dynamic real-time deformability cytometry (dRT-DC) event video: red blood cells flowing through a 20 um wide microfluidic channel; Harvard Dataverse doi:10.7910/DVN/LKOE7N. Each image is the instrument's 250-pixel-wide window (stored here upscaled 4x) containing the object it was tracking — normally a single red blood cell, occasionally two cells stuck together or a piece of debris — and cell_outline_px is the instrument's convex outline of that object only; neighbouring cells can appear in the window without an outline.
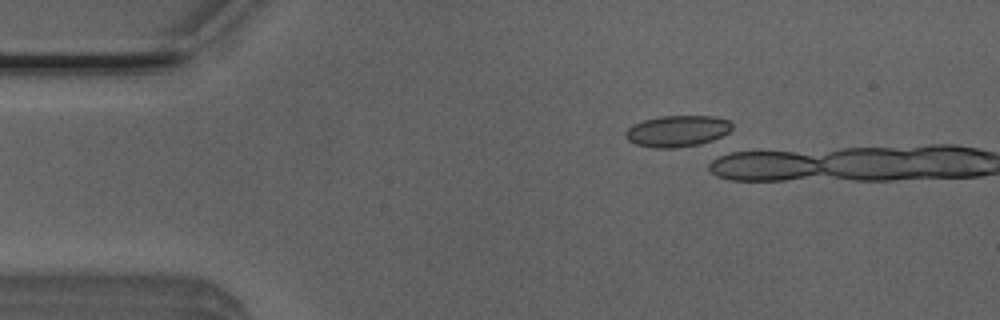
{"species": "Egyptian fruit bat (a non-hibernating species)", "species_latin": "Rousettus aegyptiacus", "temperature_condition": "room temperature", "stored_images_in_passage": 4, "camera_frame_rate_fps": 3000, "um_per_image_px": 0.085, "animal": {"sex": "male"}, "frame": {"image": 1, "passage_image": 3, "time_ms": 0.667, "image_size_px": [1000, 320], "cell_outline_px": [[732, 128], [728, 132], [712, 140], [700, 144], [676, 148], [656, 148], [636, 144], [628, 140], [624, 136], [624, 132], [632, 124], [644, 120], [660, 116], [712, 116], [732, 120]], "centroid_in_image_um": [57.56, 11.13], "position_along_channel_um": 27.4, "area_um2": 19.54}}